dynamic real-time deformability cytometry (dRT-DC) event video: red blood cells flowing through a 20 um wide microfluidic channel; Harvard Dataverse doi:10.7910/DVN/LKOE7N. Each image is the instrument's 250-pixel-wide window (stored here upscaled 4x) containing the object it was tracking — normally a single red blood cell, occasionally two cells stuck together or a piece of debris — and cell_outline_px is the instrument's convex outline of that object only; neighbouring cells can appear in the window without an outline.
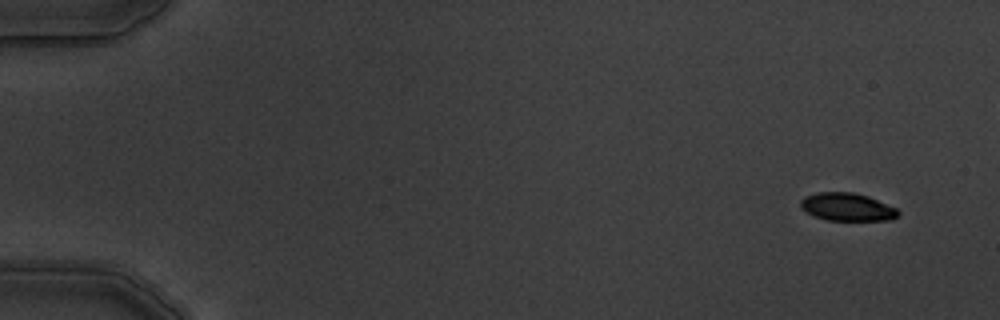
{"species": "common noctule bat (a hibernating species)", "species_latin": "Nyctalus noctula", "temperature_condition": "warm", "stored_images_in_passage": 6, "camera_frame_rate_fps": 3000, "um_per_image_px": 0.085, "animal": {"sex": "male", "body_mass_g": 19.5, "forearm_length_mm": 54.6}, "frame": {"image": 1, "passage_image": 1, "time_ms": 0.0, "image_size_px": [1000, 320], "cell_outline_px": [[900, 212], [892, 220], [828, 220], [816, 216], [800, 208], [800, 200], [804, 196], [816, 192], [852, 192], [868, 196], [896, 208]], "centroid_in_image_um": [71.99, 17.58], "position_along_channel_um": 13.0, "area_um2": 15.78}}